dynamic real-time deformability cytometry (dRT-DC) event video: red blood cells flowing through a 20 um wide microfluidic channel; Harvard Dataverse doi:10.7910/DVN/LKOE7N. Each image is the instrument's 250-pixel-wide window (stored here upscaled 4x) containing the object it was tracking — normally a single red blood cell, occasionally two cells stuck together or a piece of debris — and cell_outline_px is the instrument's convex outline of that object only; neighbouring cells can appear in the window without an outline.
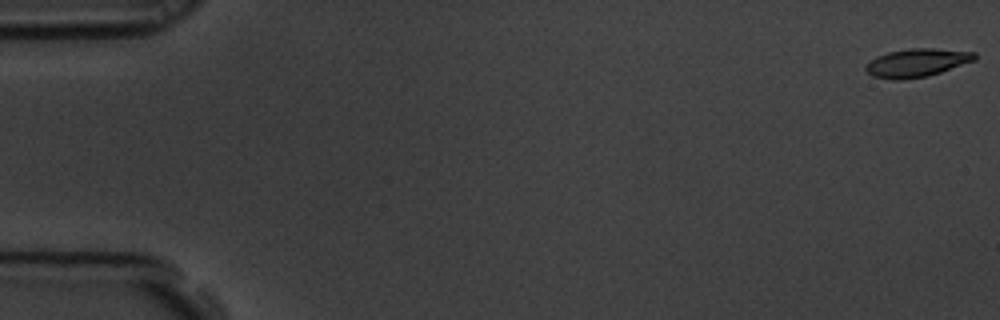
{"species": "common noctule bat (a hibernating species)", "species_latin": "Nyctalus noctula", "temperature_condition": "room temperature", "stored_images_in_passage": 2, "segment_of_instrument_passage": [2, 2], "camera_frame_rate_fps": 3000, "um_per_image_px": 0.085, "animal": {"sex": "male", "body_mass_g": 19.5, "forearm_length_mm": 54.6}, "frame": {"image": 1, "passage_image": 2, "time_ms": 0.333, "image_size_px": [1000, 320], "cell_outline_px": [[976, 60], [928, 76], [900, 80], [892, 80], [872, 76], [864, 68], [876, 56], [888, 52], [908, 48], [932, 48], [976, 52]], "centroid_in_image_um": [77.94, 5.33], "position_along_channel_um": 7.1, "area_um2": 17.92}}